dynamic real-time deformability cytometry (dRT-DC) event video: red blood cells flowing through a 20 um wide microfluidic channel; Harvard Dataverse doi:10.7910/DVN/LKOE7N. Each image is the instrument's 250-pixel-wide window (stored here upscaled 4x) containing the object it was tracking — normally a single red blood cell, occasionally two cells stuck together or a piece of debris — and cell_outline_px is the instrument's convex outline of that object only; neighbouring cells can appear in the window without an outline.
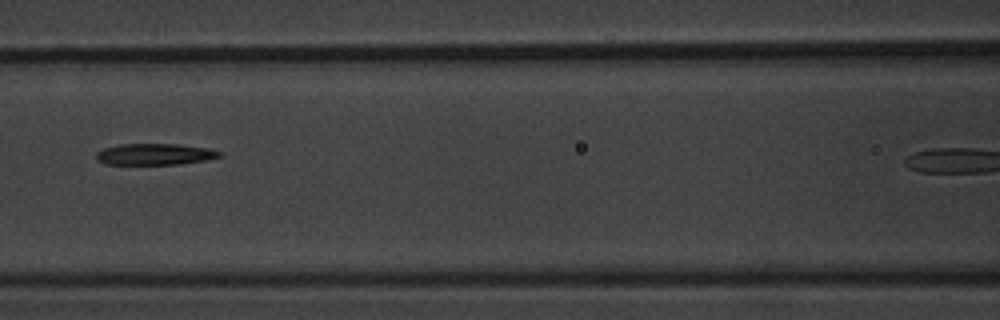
{"species": "common noctule bat (a hibernating species)", "species_latin": "Nyctalus noctula", "temperature_condition": "warm", "stored_images_in_passage": 5, "segment_of_instrument_passage": [1, 2], "camera_frame_rate_fps": 3000, "um_per_image_px": 0.085, "animal": {"sex": "male", "body_mass_g": 20.1, "forearm_length_mm": 53.5}, "frame": {"image": 1, "passage_image": 4, "time_ms": 3.333, "image_size_px": [1000, 320], "cell_outline_px": [[224, 156], [204, 160], [180, 164], [108, 164], [96, 160], [96, 152], [104, 148], [116, 144], [176, 144], [208, 148], [220, 152]], "centroid_in_image_um": [13.14, 13.1], "position_along_channel_um": 153.5, "area_um2": 15.32}}